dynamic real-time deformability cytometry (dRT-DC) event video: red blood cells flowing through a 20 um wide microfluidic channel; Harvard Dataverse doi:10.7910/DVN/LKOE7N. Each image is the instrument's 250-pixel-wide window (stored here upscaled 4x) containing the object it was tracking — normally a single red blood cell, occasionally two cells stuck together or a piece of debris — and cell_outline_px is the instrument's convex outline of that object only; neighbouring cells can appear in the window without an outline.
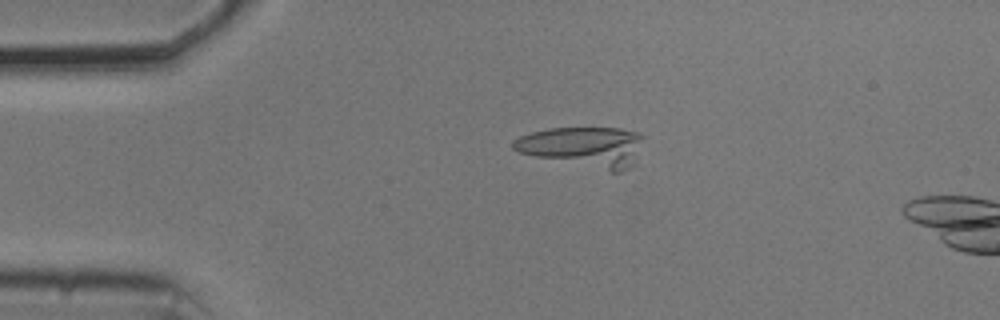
{"species": "common noctule bat (a hibernating species)", "species_latin": "Nyctalus noctula", "temperature_condition": "cold", "stored_images_in_passage": 7, "camera_frame_rate_fps": 3000, "um_per_image_px": 0.085, "animal": {"sex": "male", "body_mass_g": 20.5, "forearm_length_mm": 52.5}, "frame": {"image": 1, "passage_image": 1, "time_ms": 0.0, "image_size_px": [1000, 320], "cell_outline_px": [[644, 136], [636, 156], [632, 164], [628, 168], [620, 172], [612, 172], [536, 156], [520, 152], [512, 148], [512, 140], [520, 136], [532, 132], [548, 128], [620, 128], [640, 132]], "centroid_in_image_um": [49.62, 12.46], "position_along_channel_um": 35.4, "area_um2": 30.29}}